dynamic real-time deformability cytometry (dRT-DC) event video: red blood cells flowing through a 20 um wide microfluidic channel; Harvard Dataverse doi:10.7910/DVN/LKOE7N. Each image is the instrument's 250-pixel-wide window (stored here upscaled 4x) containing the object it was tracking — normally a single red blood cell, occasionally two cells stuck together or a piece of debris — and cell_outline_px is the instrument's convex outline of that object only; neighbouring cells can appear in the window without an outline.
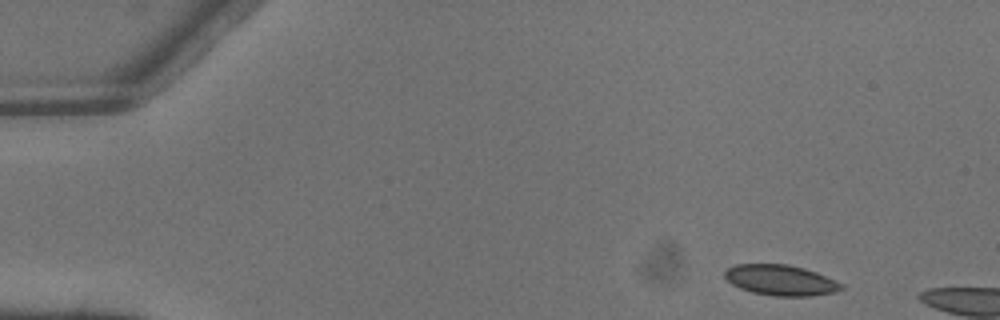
{"species": "common noctule bat (a hibernating species)", "species_latin": "Nyctalus noctula", "temperature_condition": "warm", "stored_images_in_passage": 6, "segment_of_instrument_passage": [2, 2], "camera_frame_rate_fps": 3000, "um_per_image_px": 0.085, "animal": {"sex": "male", "body_mass_g": 13.3}, "frame": {"image": 1, "passage_image": 6, "time_ms": 1.667, "image_size_px": [1000, 320], "cell_outline_px": [[844, 288], [836, 292], [812, 296], [772, 296], [752, 292], [740, 288], [732, 284], [724, 276], [724, 272], [728, 268], [736, 264], [788, 264], [804, 268], [816, 272], [844, 284]], "centroid_in_image_um": [66.38, 23.82], "position_along_channel_um": 18.6, "area_um2": 20.87}}